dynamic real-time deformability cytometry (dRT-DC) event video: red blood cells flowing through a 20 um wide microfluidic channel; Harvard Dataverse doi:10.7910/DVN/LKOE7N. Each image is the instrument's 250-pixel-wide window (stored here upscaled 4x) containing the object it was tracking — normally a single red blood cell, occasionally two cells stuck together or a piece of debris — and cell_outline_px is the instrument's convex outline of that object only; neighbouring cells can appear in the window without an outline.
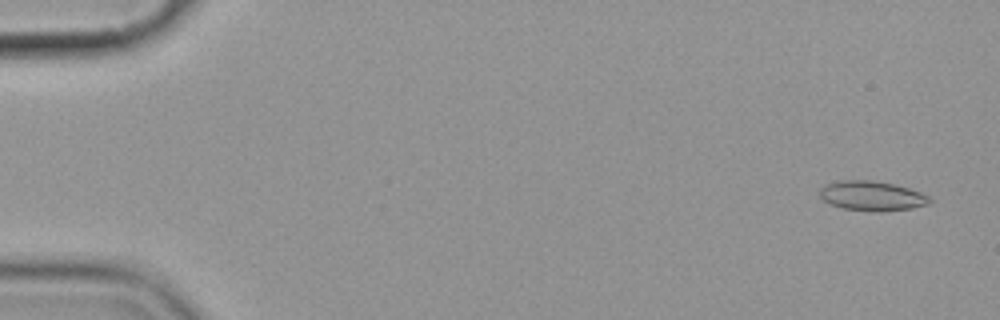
{"species": "common noctule bat (a hibernating species)", "species_latin": "Nyctalus noctula", "temperature_condition": "cold", "stored_images_in_passage": 5, "camera_frame_rate_fps": 3000, "um_per_image_px": 0.085, "animal": {"sex": "female", "body_mass_g": 19.9}, "frame": {"image": 1, "passage_image": 1, "time_ms": 0.0, "image_size_px": [1000, 320], "cell_outline_px": [[932, 200], [928, 204], [912, 208], [880, 212], [872, 212], [844, 208], [832, 204], [824, 200], [820, 196], [820, 188], [828, 184], [844, 180], [872, 180], [892, 184], [908, 188], [920, 192], [928, 196]], "centroid_in_image_um": [74.14, 16.66], "position_along_channel_um": 10.9, "area_um2": 18.79}}
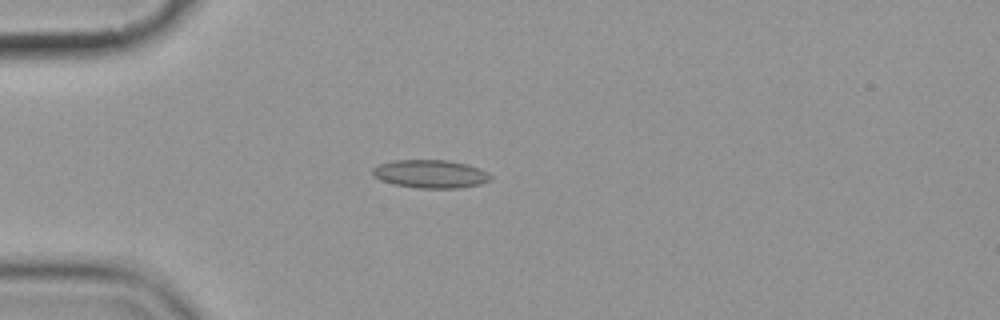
{"frame": {"image": 2, "passage_image": 4, "time_ms": 4.333, "image_size_px": [1000, 320], "cell_outline_px": [[492, 180], [480, 184], [460, 188], [420, 188], [392, 184], [380, 180], [372, 176], [372, 168], [380, 164], [392, 160], [448, 160], [468, 164], [480, 168], [488, 172], [492, 176]], "centroid_in_image_um": [36.6, 14.78], "position_along_channel_um": 48.4, "area_um2": 19.65}}
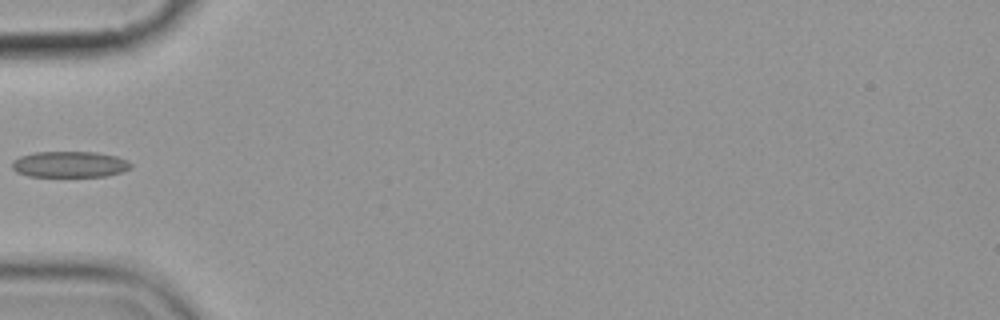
{"frame": {"image": 3, "passage_image": 5, "time_ms": 5.667, "image_size_px": [1000, 320], "cell_outline_px": [[132, 168], [120, 172], [104, 176], [28, 176], [16, 172], [12, 168], [12, 160], [20, 156], [36, 152], [96, 152], [116, 156], [128, 160], [132, 164]], "centroid_in_image_um": [5.92, 13.96], "position_along_channel_um": 79.1, "area_um2": 18.03}}